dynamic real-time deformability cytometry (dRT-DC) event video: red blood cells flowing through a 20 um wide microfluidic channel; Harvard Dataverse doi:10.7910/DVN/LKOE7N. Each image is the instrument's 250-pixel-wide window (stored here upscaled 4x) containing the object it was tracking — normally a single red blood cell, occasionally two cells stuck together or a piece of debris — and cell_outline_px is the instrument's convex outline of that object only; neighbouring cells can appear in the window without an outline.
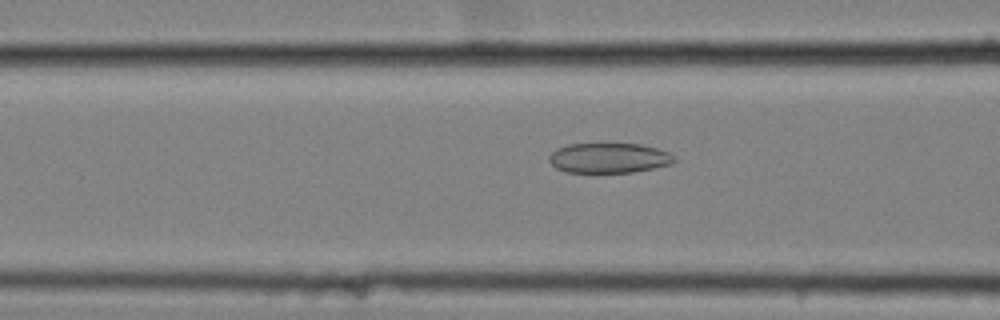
{"species": "common noctule bat (a hibernating species)", "species_latin": "Nyctalus noctula", "temperature_condition": "cold", "stored_images_in_passage": 58, "camera_frame_rate_fps": 3000, "um_per_image_px": 0.085, "animal": {"sex": "female", "body_mass_g": 25.1}, "frame": {"image": 1, "passage_image": 24, "time_ms": 7.667, "image_size_px": [1000, 320], "cell_outline_px": [[676, 160], [672, 164], [632, 172], [568, 172], [556, 168], [548, 160], [548, 156], [556, 148], [568, 144], [640, 144], [656, 148], [668, 152], [676, 156]], "centroid_in_image_um": [51.76, 13.42], "position_along_channel_um": 114.8, "area_um2": 21.85}}
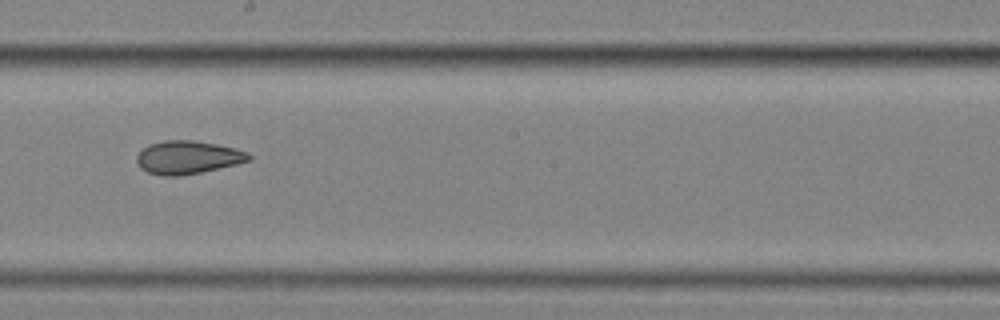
{"frame": {"image": 2, "passage_image": 34, "time_ms": 11.0, "image_size_px": [1000, 320], "cell_outline_px": [[252, 160], [236, 164], [200, 172], [180, 176], [160, 176], [148, 172], [140, 168], [136, 160], [136, 156], [148, 144], [164, 140], [192, 140], [216, 144], [236, 148], [248, 152], [252, 156]], "centroid_in_image_um": [15.96, 13.37], "position_along_channel_um": 232.2, "area_um2": 21.73}}
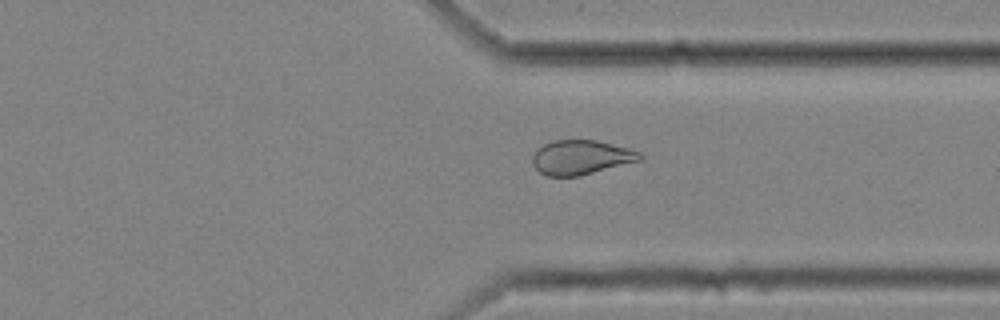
{"frame": {"image": 3, "passage_image": 45, "time_ms": 14.667, "image_size_px": [1000, 320], "cell_outline_px": [[644, 156], [640, 160], [580, 176], [544, 176], [532, 164], [532, 156], [536, 148], [552, 140], [596, 140], [628, 148], [640, 152]], "centroid_in_image_um": [49.35, 13.37], "position_along_channel_um": 362.1, "area_um2": 21.62}, "authors_computed_cell_mechanics": {"area_um2": 24.5072, "velocity_mm_per_s": 3.5215, "shape_relaxation_time_tau1_ms": 10.4038, "shape_relaxation_time_tau2_ms": 4.1482, "deformation_change_tau1": 0.1339, "deformation_change_tau2": 0.1036}}